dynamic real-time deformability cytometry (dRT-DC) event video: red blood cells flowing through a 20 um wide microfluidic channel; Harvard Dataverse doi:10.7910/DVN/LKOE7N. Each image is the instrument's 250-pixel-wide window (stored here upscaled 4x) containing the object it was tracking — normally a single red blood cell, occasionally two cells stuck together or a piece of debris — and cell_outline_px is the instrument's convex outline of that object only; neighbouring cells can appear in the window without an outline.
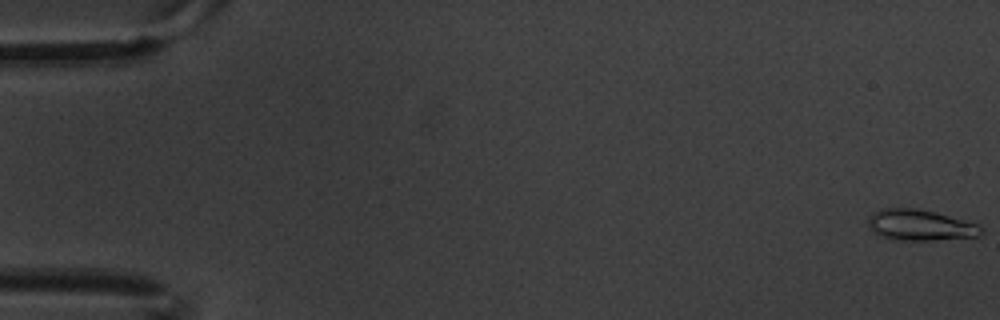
{"species": "common noctule bat (a hibernating species)", "species_latin": "Nyctalus noctula", "temperature_condition": "warm", "stored_images_in_passage": 6, "camera_frame_rate_fps": 3000, "um_per_image_px": 0.085, "animal": {"sex": "male", "body_mass_g": 20.1, "forearm_length_mm": 53.5}, "frame": {"image": 1, "passage_image": 1, "time_ms": 0.0, "image_size_px": [1000, 320], "cell_outline_px": [[984, 232], [976, 236], [932, 240], [888, 240], [876, 236], [868, 224], [868, 216], [872, 212], [884, 208], [912, 208], [932, 212], [980, 224], [984, 228]], "centroid_in_image_um": [78.16, 19.15], "position_along_channel_um": 6.8, "area_um2": 20.46}}